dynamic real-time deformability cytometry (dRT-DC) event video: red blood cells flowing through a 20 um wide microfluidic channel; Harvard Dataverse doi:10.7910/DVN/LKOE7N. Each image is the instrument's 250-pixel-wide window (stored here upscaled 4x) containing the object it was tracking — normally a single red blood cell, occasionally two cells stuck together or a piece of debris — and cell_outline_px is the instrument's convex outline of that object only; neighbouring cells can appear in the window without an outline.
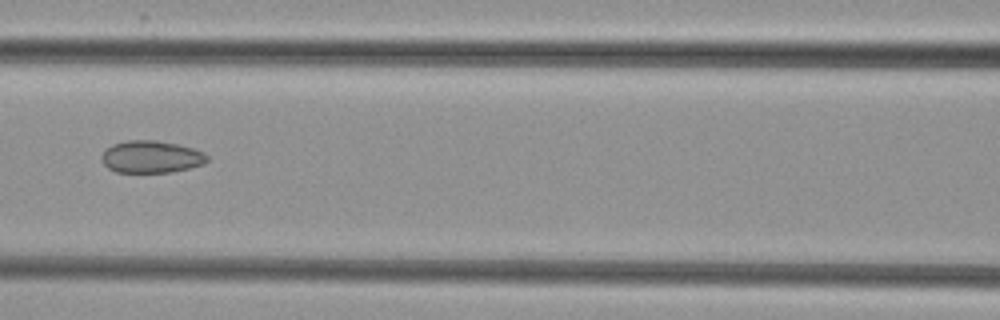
{"species": "common noctule bat (a hibernating species)", "species_latin": "Nyctalus noctula", "temperature_condition": "cold", "stored_images_in_passage": 8, "camera_frame_rate_fps": 3000, "um_per_image_px": 0.085, "animal": {"sex": "female", "body_mass_g": 29.2, "forearm_length_mm": 56.3}, "frame": {"image": 1, "passage_image": 7, "time_ms": 7.0, "image_size_px": [1000, 320], "cell_outline_px": [[208, 160], [204, 164], [172, 172], [116, 172], [108, 168], [100, 160], [100, 156], [104, 148], [112, 144], [128, 140], [156, 140], [176, 144], [192, 148], [204, 152], [208, 156]], "centroid_in_image_um": [12.81, 13.32], "position_along_channel_um": 153.8, "area_um2": 20.0}}
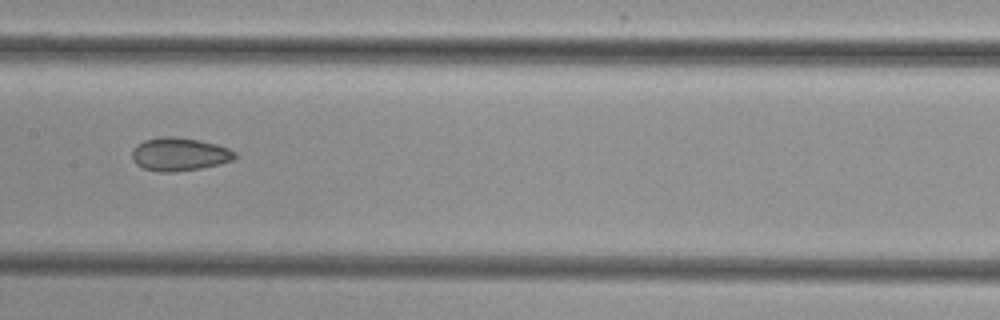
{"frame": {"image": 2, "passage_image": 8, "time_ms": 8.0, "image_size_px": [1000, 320], "cell_outline_px": [[236, 156], [232, 160], [220, 164], [200, 168], [172, 172], [160, 172], [144, 168], [136, 164], [132, 156], [132, 148], [136, 144], [144, 140], [160, 136], [176, 136], [200, 140], [216, 144], [228, 148], [236, 152]], "centroid_in_image_um": [15.23, 13.09], "position_along_channel_um": 192.2, "area_um2": 20.0}}